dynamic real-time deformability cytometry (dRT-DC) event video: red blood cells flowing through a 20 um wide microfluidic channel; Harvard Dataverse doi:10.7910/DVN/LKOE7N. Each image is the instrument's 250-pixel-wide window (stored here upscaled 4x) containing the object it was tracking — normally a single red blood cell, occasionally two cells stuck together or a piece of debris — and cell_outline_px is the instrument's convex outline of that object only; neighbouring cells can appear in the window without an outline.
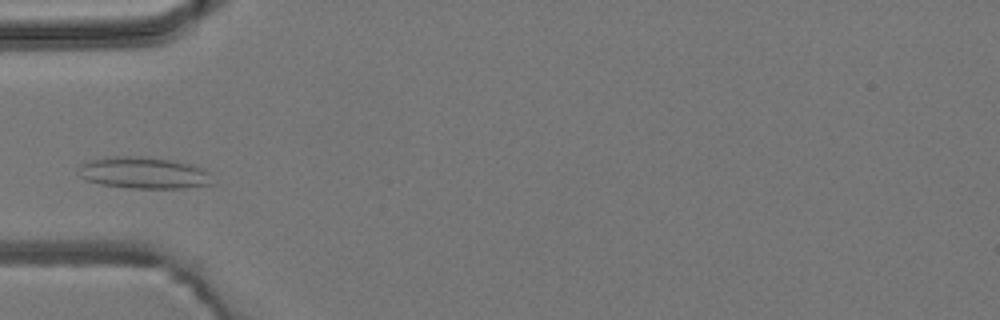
{"species": "common noctule bat (a hibernating species)", "species_latin": "Nyctalus noctula", "temperature_condition": "room temperature", "stored_images_in_passage": 3, "camera_frame_rate_fps": 3000, "um_per_image_px": 0.085, "animal": {"sex": "male", "body_mass_g": 19.2, "forearm_length_mm": 51.8}, "frame": {"image": 1, "passage_image": 3, "time_ms": 2.333, "image_size_px": [1000, 320], "cell_outline_px": [[212, 184], [180, 188], [132, 188], [100, 184], [84, 180], [80, 176], [80, 164], [92, 160], [112, 156], [148, 156], [176, 160], [192, 164], [208, 172]], "centroid_in_image_um": [12.2, 14.68], "position_along_channel_um": 72.8, "area_um2": 24.68}}